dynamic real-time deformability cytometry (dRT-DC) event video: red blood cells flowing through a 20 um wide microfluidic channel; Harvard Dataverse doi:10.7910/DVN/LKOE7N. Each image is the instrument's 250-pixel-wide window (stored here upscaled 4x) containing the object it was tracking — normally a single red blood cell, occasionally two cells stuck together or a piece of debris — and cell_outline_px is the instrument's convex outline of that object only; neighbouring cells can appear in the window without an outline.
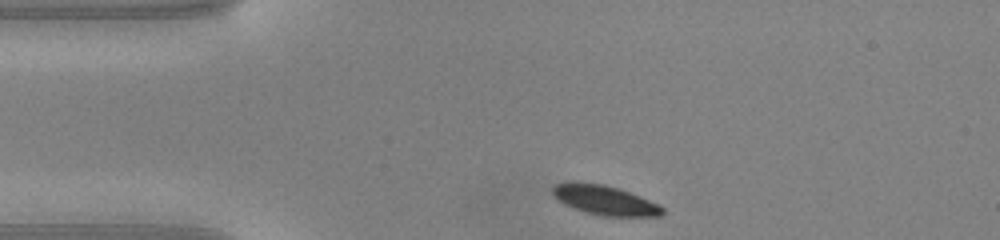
{"species": "common noctule bat (a hibernating species)", "species_latin": "Nyctalus noctula", "temperature_condition": "warm", "stored_images_in_passage": 40, "camera_frame_rate_fps": 3000, "um_per_image_px": 0.085, "animal": {"sex": "male", "body_mass_g": 20.0, "forearm_length_mm": 53.3}, "frame": {"image": 1, "passage_image": 1, "time_ms": 0.0, "image_size_px": [1000, 240], "cell_outline_px": [[664, 212], [660, 216], [604, 216], [588, 212], [564, 204], [552, 192], [552, 188], [556, 184], [604, 184], [620, 188], [640, 196], [664, 208]], "centroid_in_image_um": [51.49, 17.04], "position_along_channel_um": 33.5, "area_um2": 18.09}}
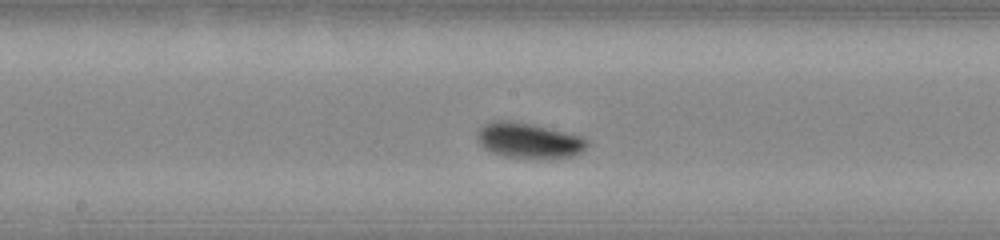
{"frame": {"image": 2, "passage_image": 16, "time_ms": 5.0, "image_size_px": [1000, 240], "cell_outline_px": [[588, 144], [576, 156], [552, 160], [532, 160], [504, 156], [492, 152], [480, 144], [476, 140], [476, 132], [488, 120], [508, 120], [532, 124], [584, 136], [588, 140]], "centroid_in_image_um": [44.97, 11.97], "position_along_channel_um": 203.2, "area_um2": 23.52}}
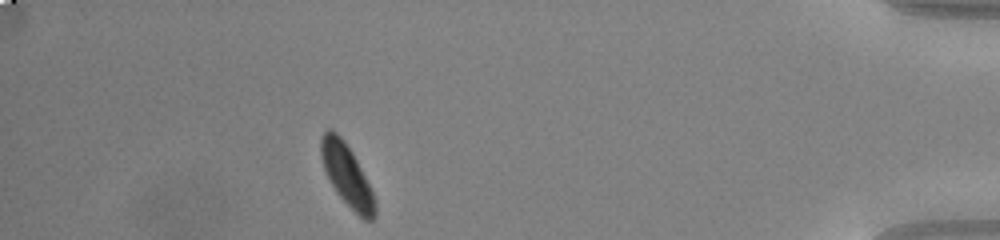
{"frame": {"image": 3, "passage_image": 35, "time_ms": 11.333, "image_size_px": [1000, 240], "cell_outline_px": [[376, 216], [372, 220], [364, 220], [336, 192], [324, 168], [320, 156], [320, 136], [328, 128], [332, 128], [344, 140], [352, 152], [376, 200]], "centroid_in_image_um": [29.46, 14.85], "position_along_channel_um": 405.7, "area_um2": 19.07}, "authors_computed_cell_mechanics": {"area_um2": 20.5768, "velocity_mm_per_s": 4.0917, "shape_relaxation_time_tau1_ms": 1.435, "shape_relaxation_time_tau2_ms": null, "deformation_change_tau1": 0.1066, "deformation_change_tau2": null}}